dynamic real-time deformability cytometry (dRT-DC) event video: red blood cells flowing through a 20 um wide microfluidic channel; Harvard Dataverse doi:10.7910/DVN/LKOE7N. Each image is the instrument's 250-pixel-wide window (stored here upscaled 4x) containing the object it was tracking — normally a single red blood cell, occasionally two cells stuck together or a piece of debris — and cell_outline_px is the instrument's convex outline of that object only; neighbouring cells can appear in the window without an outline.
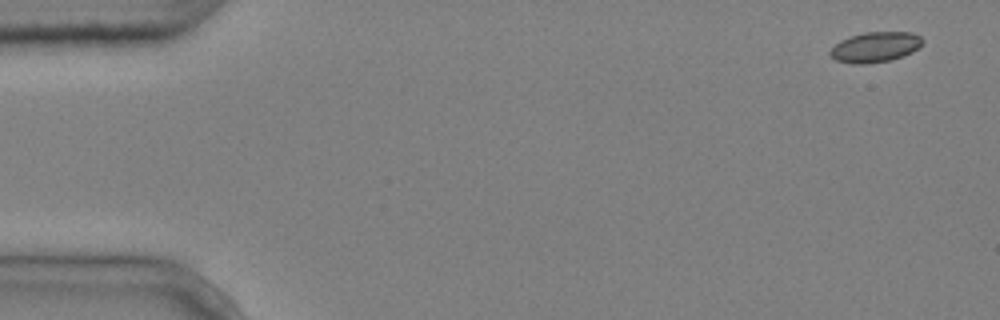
{"species": "common noctule bat (a hibernating species)", "species_latin": "Nyctalus noctula", "temperature_condition": "cold", "stored_images_in_passage": 7, "camera_frame_rate_fps": 3000, "um_per_image_px": 0.085, "animal": {"sex": "male", "body_mass_g": 20.4}, "frame": {"image": 1, "passage_image": 1, "time_ms": 0.0, "image_size_px": [1000, 320], "cell_outline_px": [[924, 44], [912, 52], [888, 60], [864, 64], [852, 64], [836, 60], [828, 52], [840, 40], [864, 32], [912, 32], [920, 36], [924, 40]], "centroid_in_image_um": [74.41, 3.99], "position_along_channel_um": 10.6, "area_um2": 16.18}}
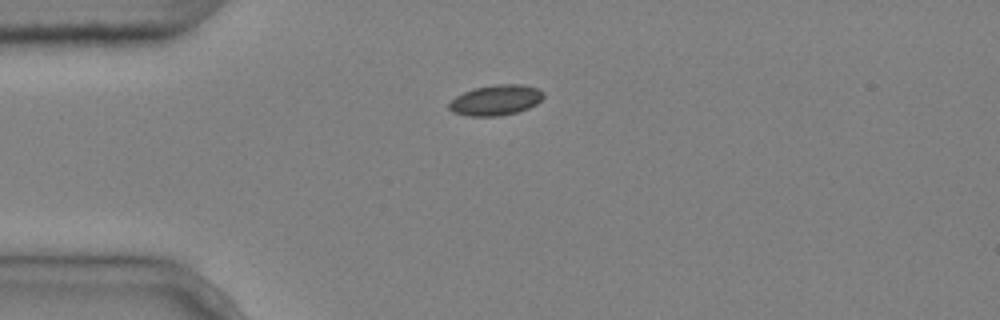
{"frame": {"image": 2, "passage_image": 4, "time_ms": 1.0, "image_size_px": [1000, 320], "cell_outline_px": [[544, 96], [536, 104], [528, 108], [516, 112], [500, 116], [468, 116], [452, 112], [448, 108], [448, 104], [456, 96], [472, 88], [496, 84], [524, 84], [536, 88], [544, 92]], "centroid_in_image_um": [42.13, 8.5], "position_along_channel_um": 42.9, "area_um2": 16.82}}